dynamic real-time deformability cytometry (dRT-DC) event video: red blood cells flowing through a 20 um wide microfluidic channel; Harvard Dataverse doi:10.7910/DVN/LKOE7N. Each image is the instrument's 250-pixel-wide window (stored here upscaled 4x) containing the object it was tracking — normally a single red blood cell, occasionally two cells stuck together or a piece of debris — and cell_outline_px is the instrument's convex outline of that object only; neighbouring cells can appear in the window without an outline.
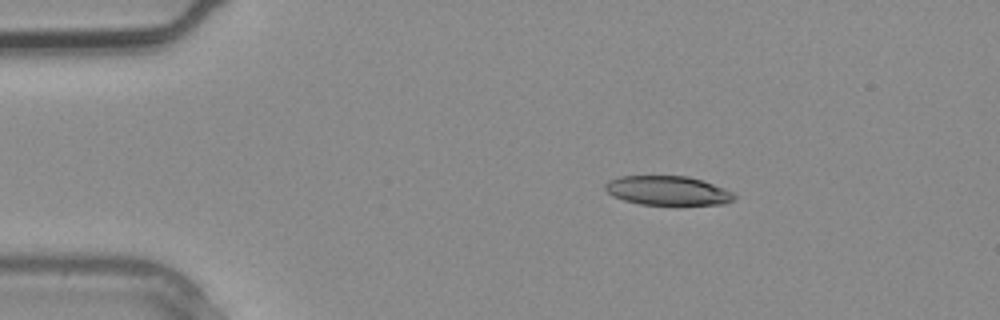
{"species": "common noctule bat (a hibernating species)", "species_latin": "Nyctalus noctula", "temperature_condition": "warm", "stored_images_in_passage": 2, "camera_frame_rate_fps": 3000, "um_per_image_px": 0.085, "animal": {"sex": "male", "body_mass_g": 20.4}, "frame": {"image": 1, "passage_image": 1, "time_ms": 0.0, "image_size_px": [1000, 320], "cell_outline_px": [[736, 196], [732, 200], [724, 204], [640, 204], [624, 200], [612, 196], [604, 188], [604, 184], [608, 180], [620, 176], [688, 176], [724, 188], [732, 192]], "centroid_in_image_um": [56.7, 16.19], "position_along_channel_um": 28.3, "area_um2": 21.73}}